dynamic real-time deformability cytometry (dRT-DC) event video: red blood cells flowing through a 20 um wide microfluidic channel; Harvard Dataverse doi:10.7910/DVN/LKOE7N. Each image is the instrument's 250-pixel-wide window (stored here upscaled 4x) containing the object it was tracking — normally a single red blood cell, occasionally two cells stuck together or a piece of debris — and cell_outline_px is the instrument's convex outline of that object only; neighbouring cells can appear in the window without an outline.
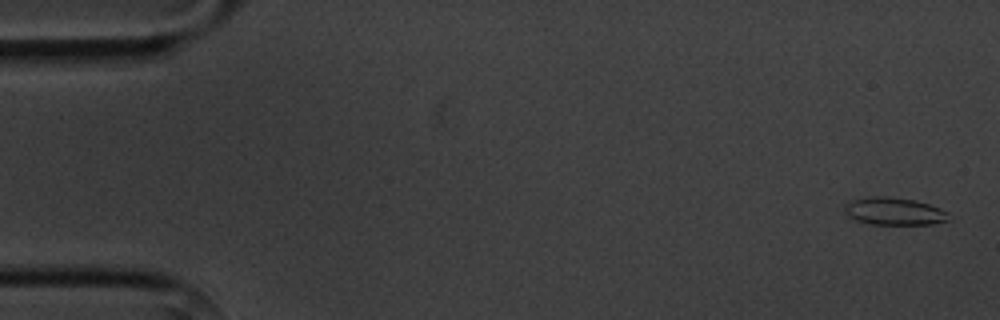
{"species": "common noctule bat (a hibernating species)", "species_latin": "Nyctalus noctula", "temperature_condition": "cold", "stored_images_in_passage": 6, "camera_frame_rate_fps": 3000, "um_per_image_px": 0.085, "animal": {"sex": "male", "body_mass_g": 20.1, "forearm_length_mm": 53.5}, "frame": {"image": 1, "passage_image": 1, "time_ms": 0.0, "image_size_px": [1000, 320], "cell_outline_px": [[948, 220], [932, 224], [868, 224], [856, 220], [848, 216], [844, 212], [844, 204], [852, 200], [868, 196], [888, 196], [916, 200], [940, 208], [948, 212]], "centroid_in_image_um": [75.96, 17.95], "position_along_channel_um": 9.0, "area_um2": 16.82}}
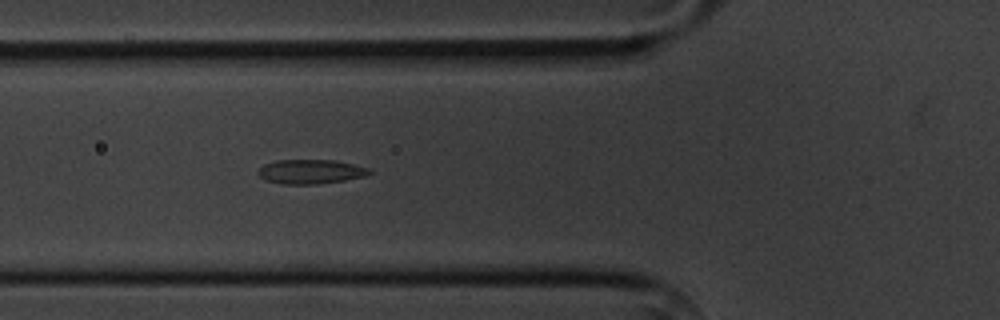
{"frame": {"image": 2, "passage_image": 6, "time_ms": 6.0, "image_size_px": [1000, 320], "cell_outline_px": [[372, 172], [364, 176], [344, 180], [316, 184], [284, 184], [264, 180], [256, 172], [264, 164], [276, 160], [336, 160], [372, 168]], "centroid_in_image_um": [26.41, 14.58], "position_along_channel_um": 99.4, "area_um2": 15.84}}